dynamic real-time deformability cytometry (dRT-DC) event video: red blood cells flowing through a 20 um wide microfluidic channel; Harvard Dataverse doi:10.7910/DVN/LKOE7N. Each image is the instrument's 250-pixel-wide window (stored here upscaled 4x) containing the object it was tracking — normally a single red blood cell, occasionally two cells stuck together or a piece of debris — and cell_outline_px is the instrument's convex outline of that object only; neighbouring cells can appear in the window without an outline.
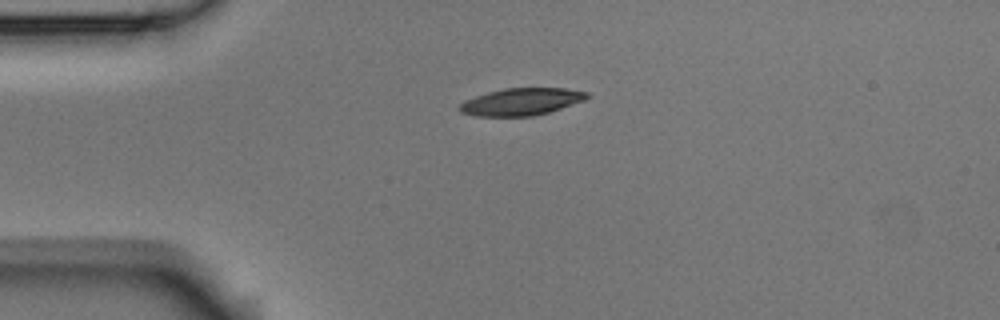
{"species": "Egyptian fruit bat (a non-hibernating species)", "species_latin": "Rousettus aegyptiacus", "temperature_condition": "room temperature", "stored_images_in_passage": 6, "camera_frame_rate_fps": 3000, "um_per_image_px": 0.085, "animal": {"sex": "male"}, "frame": {"image": 1, "passage_image": 1, "time_ms": 0.0, "image_size_px": [1000, 320], "cell_outline_px": [[592, 96], [584, 100], [548, 112], [532, 116], [476, 116], [460, 112], [456, 108], [464, 100], [488, 92], [504, 88], [564, 88], [588, 92]], "centroid_in_image_um": [44.29, 8.64], "position_along_channel_um": 40.7, "area_um2": 20.17}}
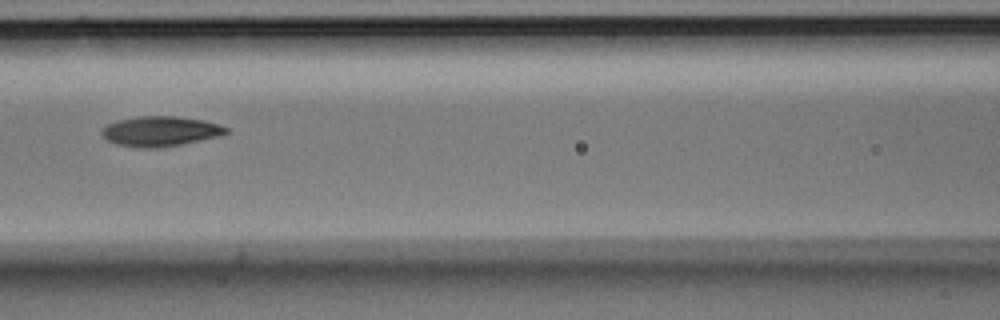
{"frame": {"image": 2, "passage_image": 4, "time_ms": 1.0, "image_size_px": [1000, 320], "cell_outline_px": [[228, 132], [224, 136], [160, 148], [144, 148], [116, 144], [108, 140], [100, 132], [108, 124], [116, 120], [140, 116], [176, 116], [204, 120], [228, 128]], "centroid_in_image_um": [13.67, 11.16], "position_along_channel_um": 152.9, "area_um2": 21.79}}
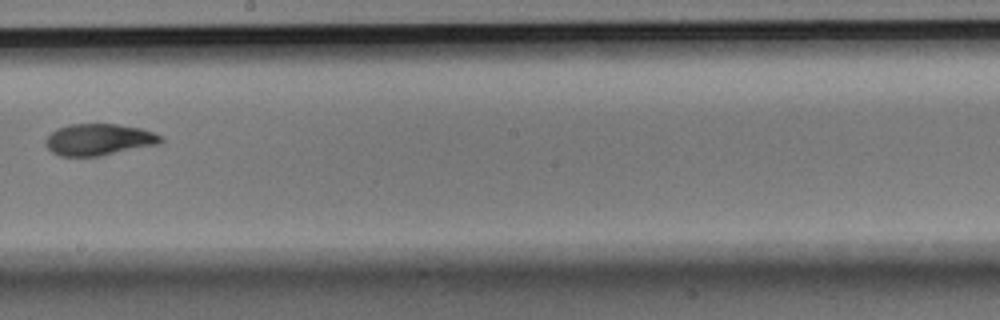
{"frame": {"image": 3, "passage_image": 6, "time_ms": 1.667, "image_size_px": [1000, 320], "cell_outline_px": [[164, 140], [160, 144], [100, 156], [60, 156], [52, 152], [48, 148], [44, 140], [56, 128], [72, 124], [116, 124], [140, 128], [164, 136]], "centroid_in_image_um": [8.43, 11.87], "position_along_channel_um": 239.8, "area_um2": 21.27}}